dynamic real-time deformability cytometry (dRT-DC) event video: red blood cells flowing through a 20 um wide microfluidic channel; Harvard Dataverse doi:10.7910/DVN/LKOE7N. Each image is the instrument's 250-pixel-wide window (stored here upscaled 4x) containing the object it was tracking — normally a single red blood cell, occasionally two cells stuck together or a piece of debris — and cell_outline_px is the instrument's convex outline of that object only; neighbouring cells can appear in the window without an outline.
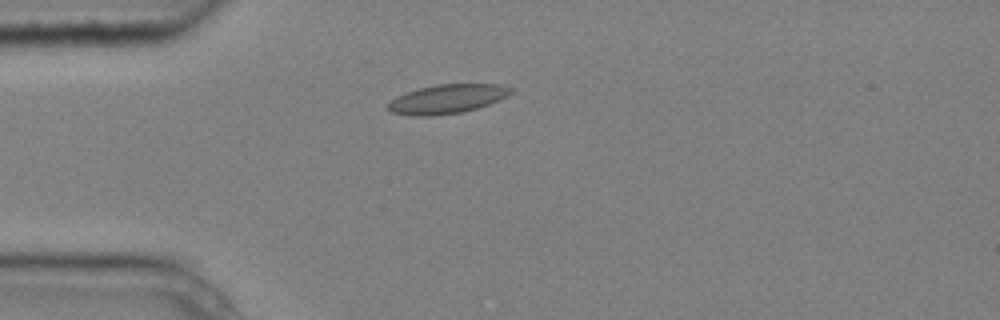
{"species": "common noctule bat (a hibernating species)", "species_latin": "Nyctalus noctula", "temperature_condition": "cold", "stored_images_in_passage": 6, "camera_frame_rate_fps": 3000, "um_per_image_px": 0.085, "animal": {"sex": "male", "body_mass_g": 20.4}, "frame": {"image": 1, "passage_image": 3, "time_ms": 0.667, "image_size_px": [1000, 320], "cell_outline_px": [[516, 92], [508, 96], [488, 104], [476, 108], [460, 112], [432, 116], [412, 116], [392, 112], [388, 108], [388, 104], [396, 96], [420, 88], [436, 84], [500, 84], [516, 88]], "centroid_in_image_um": [38.08, 8.4], "position_along_channel_um": 46.9, "area_um2": 20.81}}
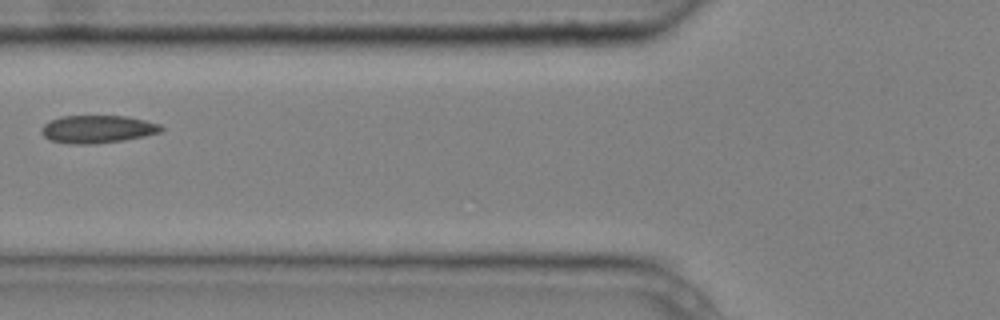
{"frame": {"image": 2, "passage_image": 5, "time_ms": 1.333, "image_size_px": [1000, 320], "cell_outline_px": [[164, 128], [160, 132], [144, 136], [124, 140], [92, 144], [72, 144], [48, 140], [40, 132], [40, 128], [48, 120], [60, 116], [128, 116], [160, 124]], "centroid_in_image_um": [8.24, 10.97], "position_along_channel_um": 117.6, "area_um2": 19.54}}
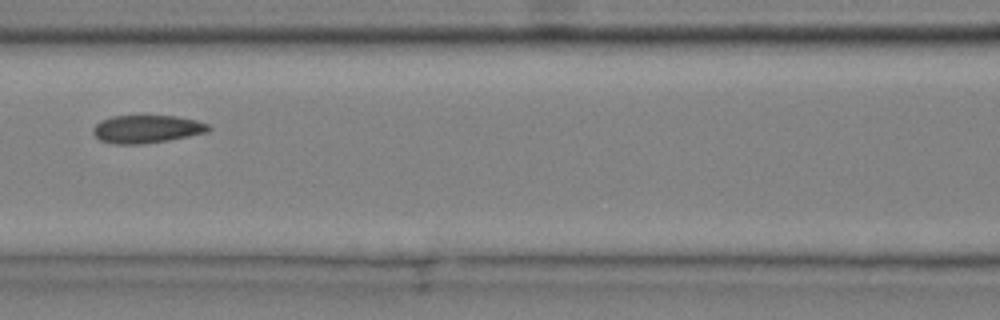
{"frame": {"image": 3, "passage_image": 6, "time_ms": 1.667, "image_size_px": [1000, 320], "cell_outline_px": [[212, 128], [208, 132], [168, 140], [144, 144], [112, 144], [100, 140], [92, 132], [92, 128], [100, 120], [112, 116], [176, 116], [196, 120], [208, 124]], "centroid_in_image_um": [12.46, 10.97], "position_along_channel_um": 154.1, "area_um2": 18.84}}